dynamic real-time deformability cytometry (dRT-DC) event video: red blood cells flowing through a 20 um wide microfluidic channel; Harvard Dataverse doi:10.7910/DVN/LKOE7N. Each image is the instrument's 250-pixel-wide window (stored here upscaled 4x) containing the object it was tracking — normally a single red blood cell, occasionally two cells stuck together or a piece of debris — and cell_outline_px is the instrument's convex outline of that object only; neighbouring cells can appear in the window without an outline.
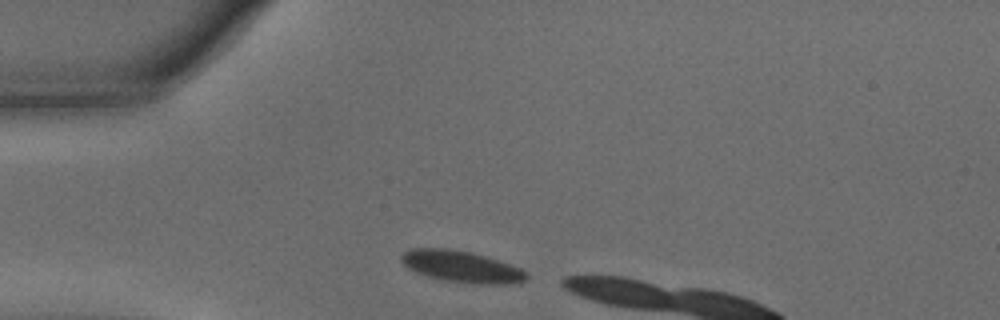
{"species": "common noctule bat (a hibernating species)", "species_latin": "Nyctalus noctula", "temperature_condition": "warm", "stored_images_in_passage": 7, "camera_frame_rate_fps": 3000, "um_per_image_px": 0.085, "animal": {"sex": "male", "body_mass_g": 15.6}, "frame": {"image": 1, "passage_image": 1, "time_ms": 0.0, "image_size_px": [1000, 320], "cell_outline_px": [[528, 276], [524, 280], [504, 284], [468, 284], [444, 280], [428, 276], [416, 272], [408, 268], [400, 260], [400, 256], [404, 252], [412, 248], [448, 248], [472, 252], [488, 256], [520, 268], [528, 272]], "centroid_in_image_um": [39.22, 22.65], "position_along_channel_um": 45.8, "area_um2": 23.12}}